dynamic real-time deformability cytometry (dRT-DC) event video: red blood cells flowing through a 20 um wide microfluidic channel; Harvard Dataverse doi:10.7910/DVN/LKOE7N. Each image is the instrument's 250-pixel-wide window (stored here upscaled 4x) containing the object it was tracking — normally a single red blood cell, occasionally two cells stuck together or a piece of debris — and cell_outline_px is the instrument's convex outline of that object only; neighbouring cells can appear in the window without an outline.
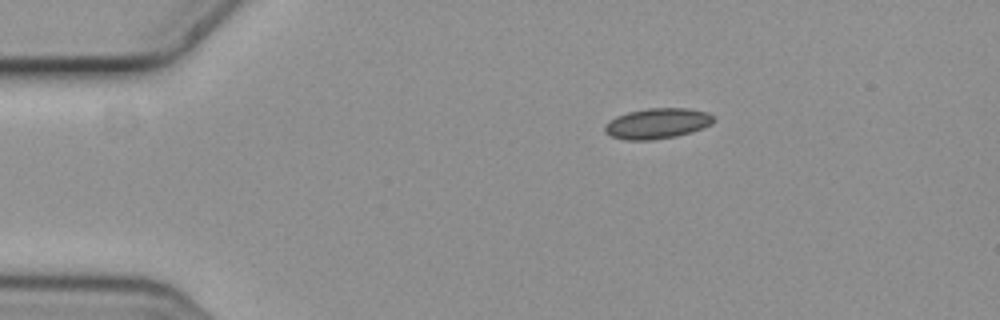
{"species": "common noctule bat (a hibernating species)", "species_latin": "Nyctalus noctula", "temperature_condition": "cold", "stored_images_in_passage": 3, "camera_frame_rate_fps": 3000, "um_per_image_px": 0.085, "animal": {"sex": "female", "body_mass_g": 19.3, "forearm_length_mm": 54.1}, "frame": {"image": 1, "passage_image": 1, "time_ms": 0.0, "image_size_px": [1000, 320], "cell_outline_px": [[716, 120], [712, 124], [704, 128], [692, 132], [676, 136], [652, 140], [624, 140], [612, 136], [604, 132], [604, 124], [608, 120], [616, 116], [628, 112], [648, 108], [688, 108], [708, 112]], "centroid_in_image_um": [55.87, 10.49], "position_along_channel_um": 29.1, "area_um2": 19.59}}